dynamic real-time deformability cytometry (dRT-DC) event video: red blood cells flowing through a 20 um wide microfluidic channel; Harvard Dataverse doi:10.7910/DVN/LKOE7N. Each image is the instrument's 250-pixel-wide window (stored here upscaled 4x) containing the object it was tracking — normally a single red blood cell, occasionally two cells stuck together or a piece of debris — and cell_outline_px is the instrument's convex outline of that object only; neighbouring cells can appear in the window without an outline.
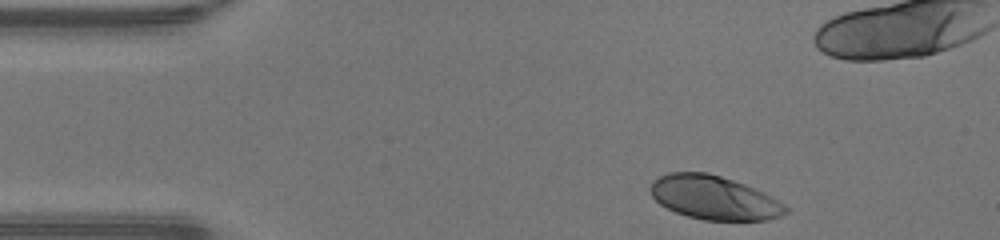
{"species": "human", "species_latin": "Homo sapiens", "temperature_condition": "warm", "stored_images_in_passage": 34, "camera_frame_rate_fps": 3000, "um_per_image_px": 0.085, "donor": {"sex": "male"}, "frame": {"image": 1, "passage_image": 1, "time_ms": 0.0, "image_size_px": [1000, 240], "cell_outline_px": [[788, 212], [780, 216], [768, 220], [704, 220], [688, 216], [676, 212], [660, 204], [652, 196], [648, 188], [660, 176], [668, 172], [708, 172], [744, 184], [764, 192], [772, 196], [784, 204], [788, 208]], "centroid_in_image_um": [60.7, 16.8], "position_along_channel_um": 24.3, "area_um2": 34.39}}
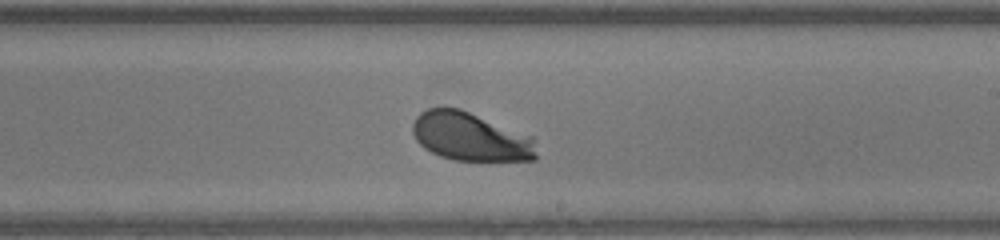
{"frame": {"image": 2, "passage_image": 22, "time_ms": 7.0, "image_size_px": [1000, 240], "cell_outline_px": [[536, 160], [452, 160], [440, 156], [424, 148], [416, 140], [412, 132], [412, 124], [416, 116], [420, 112], [428, 108], [460, 108], [532, 136], [536, 156]], "centroid_in_image_um": [39.95, 11.61], "position_along_channel_um": 249.1, "area_um2": 34.85}}
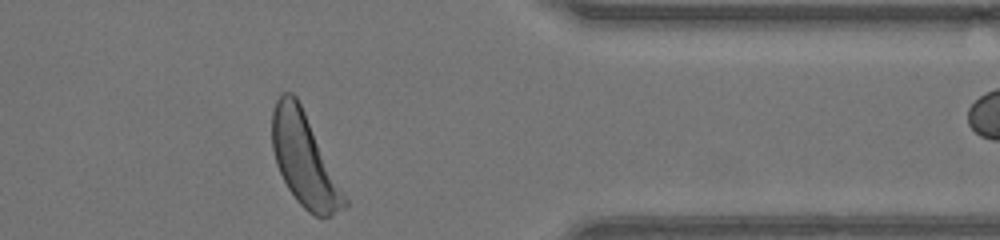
{"frame": {"image": 3, "passage_image": 33, "time_ms": 10.667, "image_size_px": [1000, 240], "cell_outline_px": [[348, 204], [344, 208], [332, 216], [316, 216], [308, 212], [296, 200], [288, 188], [276, 164], [272, 148], [272, 112], [276, 100], [284, 92], [292, 92], [296, 96], [348, 200]], "centroid_in_image_um": [25.85, 13.6], "position_along_channel_um": 385.6, "area_um2": 38.26}}